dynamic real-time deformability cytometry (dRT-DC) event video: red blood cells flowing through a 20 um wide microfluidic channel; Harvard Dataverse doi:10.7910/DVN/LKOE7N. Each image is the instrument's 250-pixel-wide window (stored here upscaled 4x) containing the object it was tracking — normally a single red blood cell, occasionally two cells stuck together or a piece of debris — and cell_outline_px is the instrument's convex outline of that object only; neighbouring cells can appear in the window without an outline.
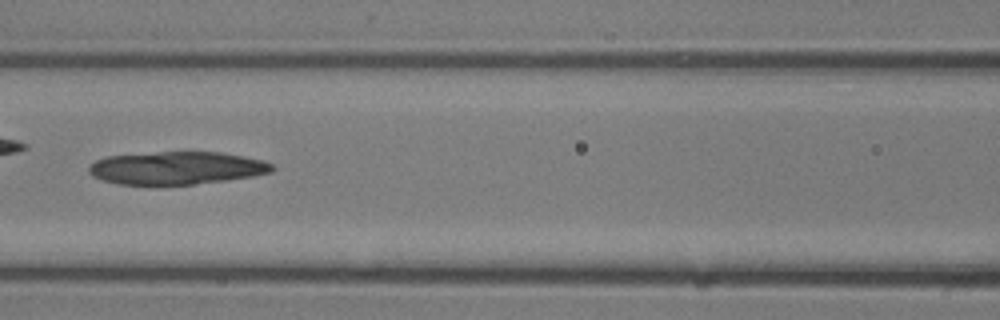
{"species": "common noctule bat (a hibernating species)", "species_latin": "Nyctalus noctula", "temperature_condition": "room temperature", "stored_images_in_passage": 18, "camera_frame_rate_fps": 3000, "um_per_image_px": 0.085, "animal": {"sex": "male", "body_mass_g": 13.3}, "frame": {"image": 1, "passage_image": 13, "time_ms": 4.0, "image_size_px": [1000, 320], "cell_outline_px": [[276, 168], [272, 172], [252, 176], [224, 180], [192, 184], [120, 184], [104, 180], [92, 176], [88, 172], [88, 168], [96, 160], [108, 156], [160, 152], [220, 152], [244, 156], [264, 160], [272, 164]], "centroid_in_image_um": [15.05, 14.27], "position_along_channel_um": 151.6, "area_um2": 34.74}}